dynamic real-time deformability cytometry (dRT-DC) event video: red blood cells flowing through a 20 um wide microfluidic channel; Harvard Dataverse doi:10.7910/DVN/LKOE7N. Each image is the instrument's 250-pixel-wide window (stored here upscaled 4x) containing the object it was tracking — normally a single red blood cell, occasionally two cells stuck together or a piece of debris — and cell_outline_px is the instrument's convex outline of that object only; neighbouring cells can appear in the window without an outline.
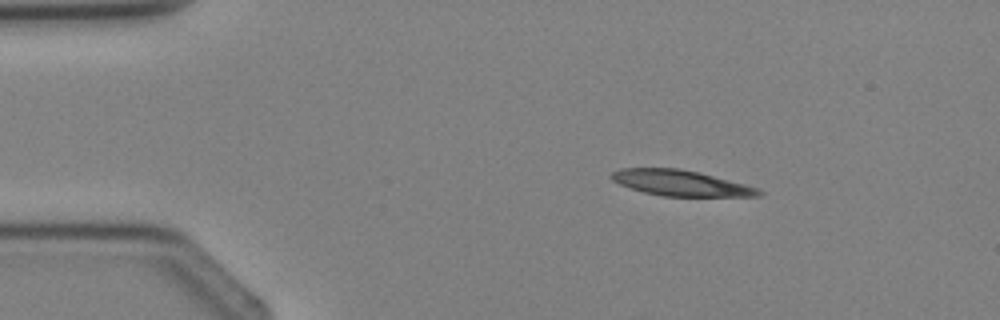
{"species": "Egyptian fruit bat (a non-hibernating species)", "species_latin": "Rousettus aegyptiacus", "temperature_condition": "cold", "stored_images_in_passage": 2, "camera_frame_rate_fps": 3000, "um_per_image_px": 0.085, "animal": {"sex": "female"}, "frame": {"image": 1, "passage_image": 1, "time_ms": 0.0, "image_size_px": [1000, 320], "cell_outline_px": [[764, 192], [760, 196], [664, 196], [644, 192], [620, 184], [612, 180], [608, 176], [612, 172], [620, 168], [680, 168], [700, 172], [744, 184], [756, 188]], "centroid_in_image_um": [57.83, 15.54], "position_along_channel_um": 27.2, "area_um2": 21.91}}